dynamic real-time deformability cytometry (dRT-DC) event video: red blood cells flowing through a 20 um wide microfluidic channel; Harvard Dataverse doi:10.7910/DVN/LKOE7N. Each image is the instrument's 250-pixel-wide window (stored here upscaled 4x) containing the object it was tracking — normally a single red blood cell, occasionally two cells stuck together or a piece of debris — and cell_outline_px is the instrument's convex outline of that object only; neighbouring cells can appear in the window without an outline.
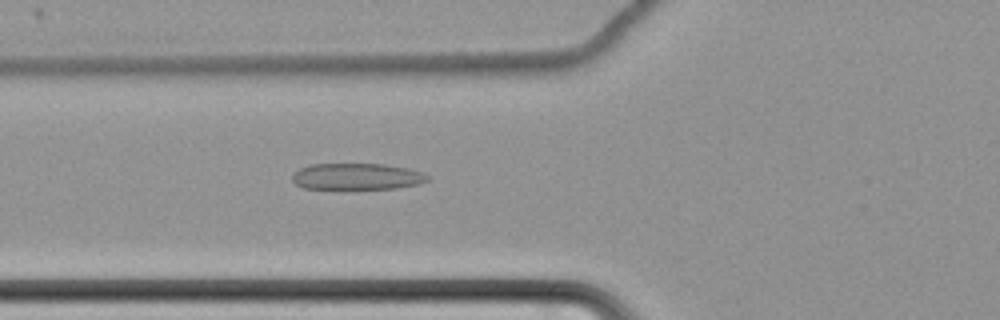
{"species": "common noctule bat (a hibernating species)", "species_latin": "Nyctalus noctula", "temperature_condition": "cold", "stored_images_in_passage": 63, "camera_frame_rate_fps": 3000, "um_per_image_px": 0.085, "animal": {"sex": "female", "body_mass_g": 22.7, "forearm_length_mm": 54.2}, "frame": {"image": 1, "passage_image": 26, "time_ms": 8.333, "image_size_px": [1000, 320], "cell_outline_px": [[428, 180], [420, 184], [396, 188], [304, 188], [296, 184], [292, 180], [292, 176], [300, 168], [312, 164], [384, 164], [408, 168], [424, 172], [428, 176]], "centroid_in_image_um": [30.37, 14.99], "position_along_channel_um": 95.4, "area_um2": 20.63}}
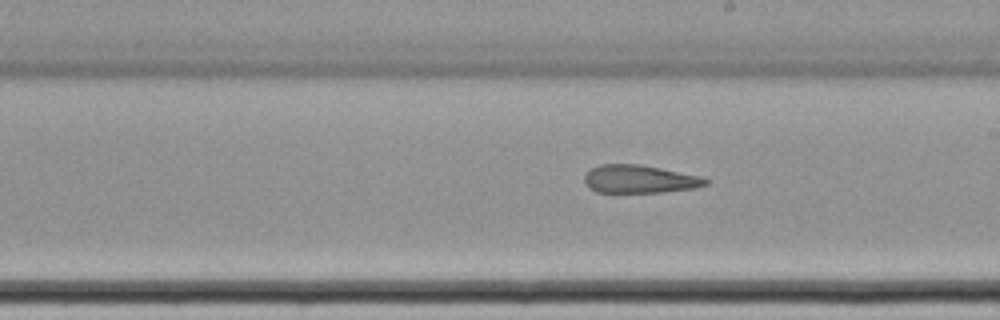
{"frame": {"image": 2, "passage_image": 38, "time_ms": 12.333, "image_size_px": [1000, 320], "cell_outline_px": [[708, 184], [696, 188], [664, 192], [596, 192], [588, 188], [584, 184], [584, 176], [592, 168], [600, 164], [640, 164], [700, 176], [708, 180]], "centroid_in_image_um": [54.34, 15.23], "position_along_channel_um": 234.7, "area_um2": 19.83}}
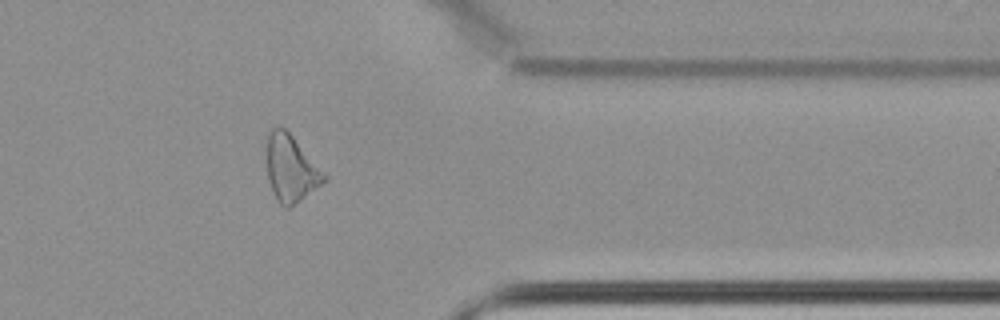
{"frame": {"image": 3, "passage_image": 52, "time_ms": 17.0, "image_size_px": [1000, 320], "cell_outline_px": [[328, 176], [320, 184], [300, 200], [288, 208], [284, 208], [276, 200], [272, 192], [268, 176], [268, 132], [276, 124], [284, 128], [292, 136]], "centroid_in_image_um": [24.71, 14.31], "position_along_channel_um": 386.7, "area_um2": 21.73}, "authors_computed_cell_mechanics": {"area_um2": 23.7558, "velocity_mm_per_s": 3.4728, "shape_relaxation_time_tau1_ms": null, "shape_relaxation_time_tau2_ms": 3.2119, "deformation_change_tau1": null, "deformation_change_tau2": 0.1114}}